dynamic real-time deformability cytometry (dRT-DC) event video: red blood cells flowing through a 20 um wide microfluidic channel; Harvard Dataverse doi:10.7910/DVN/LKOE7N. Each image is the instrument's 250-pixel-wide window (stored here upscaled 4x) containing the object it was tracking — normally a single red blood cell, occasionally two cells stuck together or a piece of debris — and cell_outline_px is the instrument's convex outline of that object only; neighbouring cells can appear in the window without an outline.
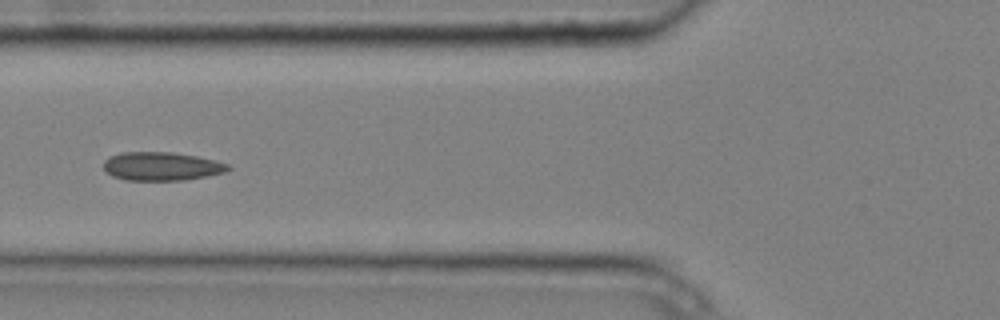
{"species": "common noctule bat (a hibernating species)", "species_latin": "Nyctalus noctula", "temperature_condition": "cold", "stored_images_in_passage": 6, "camera_frame_rate_fps": 3000, "um_per_image_px": 0.085, "animal": {"sex": "male", "body_mass_g": 20.4}, "frame": {"image": 1, "passage_image": 6, "time_ms": 1.667, "image_size_px": [1000, 320], "cell_outline_px": [[232, 168], [224, 172], [184, 180], [124, 180], [112, 176], [104, 168], [104, 160], [108, 156], [120, 152], [172, 152], [196, 156], [216, 160], [228, 164]], "centroid_in_image_um": [13.71, 14.12], "position_along_channel_um": 112.1, "area_um2": 20.69}}